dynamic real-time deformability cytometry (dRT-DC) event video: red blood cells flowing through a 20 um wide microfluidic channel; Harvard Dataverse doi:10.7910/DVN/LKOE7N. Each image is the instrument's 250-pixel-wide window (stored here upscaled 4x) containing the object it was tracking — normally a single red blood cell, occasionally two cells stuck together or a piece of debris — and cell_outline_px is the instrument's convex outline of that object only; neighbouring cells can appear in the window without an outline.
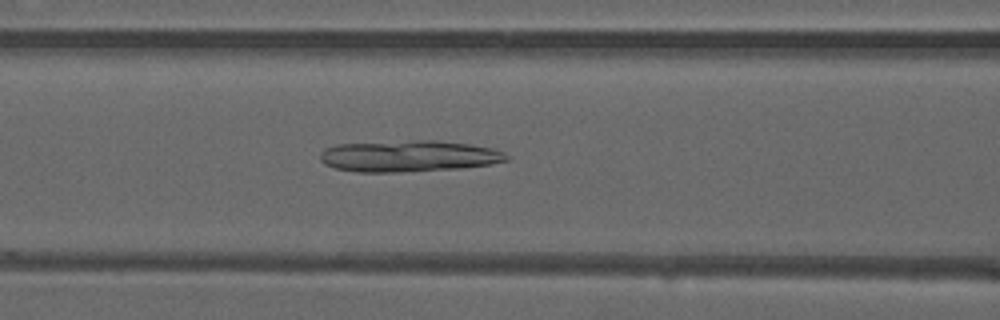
{"species": "common noctule bat (a hibernating species)", "species_latin": "Nyctalus noctula", "temperature_condition": "warm", "stored_images_in_passage": 34, "camera_frame_rate_fps": 3000, "um_per_image_px": 0.085, "animal": {"sex": "male", "forearm_length_mm": 52.5}, "frame": {"image": 1, "passage_image": 10, "time_ms": 3.0, "image_size_px": [1000, 320], "cell_outline_px": [[508, 160], [488, 164], [460, 168], [396, 172], [356, 172], [336, 168], [324, 164], [320, 160], [320, 152], [336, 144], [416, 140], [436, 140], [468, 144], [492, 148], [504, 152], [508, 156]], "centroid_in_image_um": [34.72, 13.26], "position_along_channel_um": 131.9, "area_um2": 33.93}}
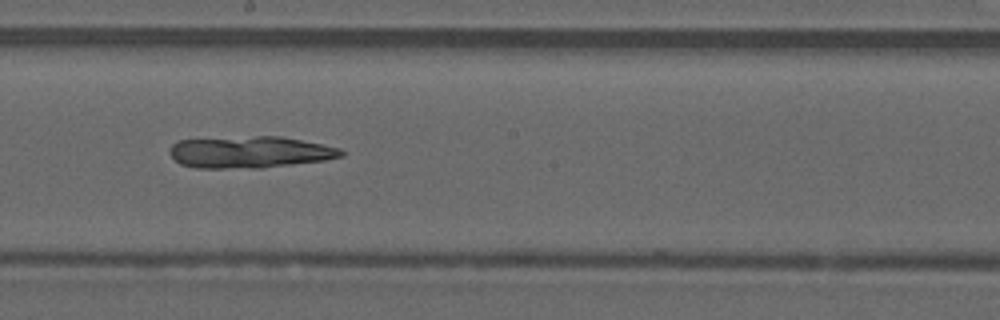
{"frame": {"image": 2, "passage_image": 17, "time_ms": 5.333, "image_size_px": [1000, 320], "cell_outline_px": [[344, 156], [324, 160], [264, 168], [196, 168], [180, 164], [168, 152], [172, 144], [180, 140], [256, 136], [280, 136], [340, 148], [344, 152]], "centroid_in_image_um": [21.23, 12.94], "position_along_channel_um": 227.0, "area_um2": 31.62}}
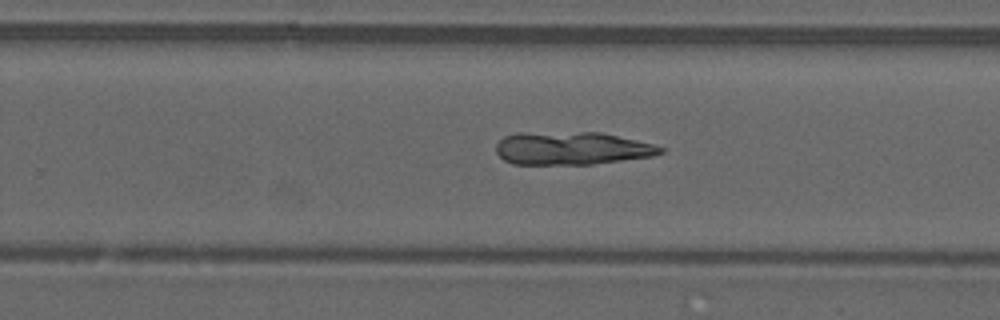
{"frame": {"image": 3, "passage_image": 21, "time_ms": 6.667, "image_size_px": [1000, 320], "cell_outline_px": [[664, 152], [652, 156], [592, 164], [512, 164], [504, 160], [496, 152], [496, 144], [504, 136], [516, 132], [600, 132], [652, 144], [664, 148]], "centroid_in_image_um": [48.54, 12.6], "position_along_channel_um": 281.3, "area_um2": 31.56}}